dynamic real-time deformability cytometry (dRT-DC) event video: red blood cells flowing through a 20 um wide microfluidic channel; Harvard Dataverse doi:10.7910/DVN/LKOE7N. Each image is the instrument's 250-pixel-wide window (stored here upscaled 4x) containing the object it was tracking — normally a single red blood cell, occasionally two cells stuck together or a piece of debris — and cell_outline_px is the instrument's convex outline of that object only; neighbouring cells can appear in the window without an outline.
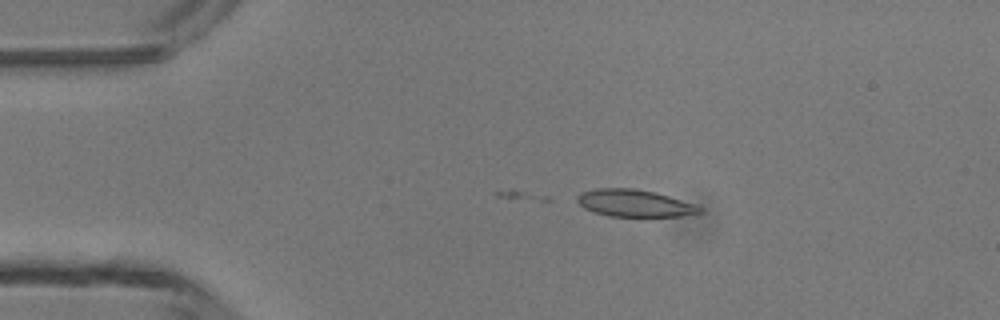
{"species": "common noctule bat (a hibernating species)", "species_latin": "Nyctalus noctula", "temperature_condition": "room temperature", "stored_images_in_passage": 4, "camera_frame_rate_fps": 3000, "um_per_image_px": 0.085, "animal": {"sex": "male", "body_mass_g": 13.3}, "frame": {"image": 1, "passage_image": 3, "time_ms": 2.333, "image_size_px": [1000, 320], "cell_outline_px": [[704, 212], [680, 216], [608, 216], [584, 208], [576, 200], [576, 196], [580, 192], [596, 188], [632, 188], [656, 192], [704, 208]], "centroid_in_image_um": [53.9, 17.26], "position_along_channel_um": 31.1, "area_um2": 19.25}}